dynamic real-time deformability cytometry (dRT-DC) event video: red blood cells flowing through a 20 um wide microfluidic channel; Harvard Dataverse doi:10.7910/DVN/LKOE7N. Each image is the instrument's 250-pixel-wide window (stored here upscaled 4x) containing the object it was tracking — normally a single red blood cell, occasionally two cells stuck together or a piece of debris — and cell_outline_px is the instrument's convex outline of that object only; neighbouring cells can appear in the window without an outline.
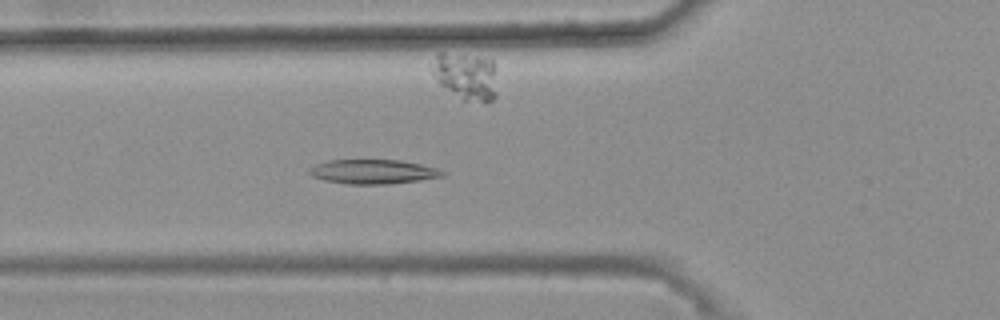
{"species": "common noctule bat (a hibernating species)", "species_latin": "Nyctalus noctula", "temperature_condition": "warm", "stored_images_in_passage": 46, "camera_frame_rate_fps": 3000, "um_per_image_px": 0.085, "animal": {"sex": "female", "body_mass_g": 25.1}, "frame": {"image": 1, "passage_image": 19, "time_ms": 6.0, "image_size_px": [1000, 320], "cell_outline_px": [[444, 176], [420, 180], [388, 184], [348, 184], [324, 180], [312, 176], [308, 172], [308, 168], [316, 164], [328, 160], [400, 160], [420, 164], [436, 168], [444, 172]], "centroid_in_image_um": [31.68, 14.59], "position_along_channel_um": 94.1, "area_um2": 18.84}}
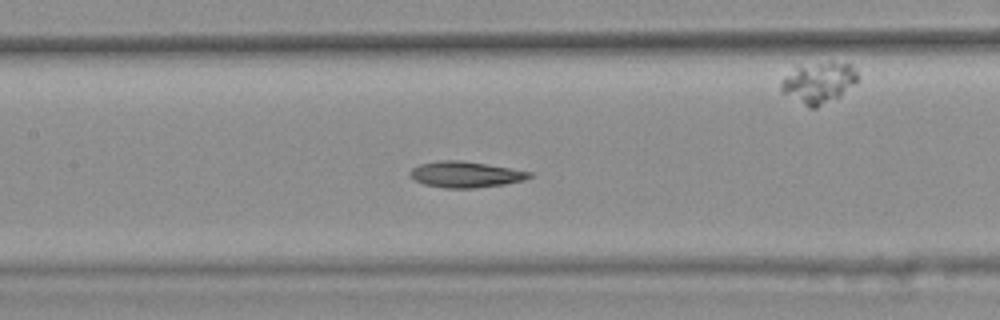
{"frame": {"image": 2, "passage_image": 25, "time_ms": 8.0, "image_size_px": [1000, 320], "cell_outline_px": [[532, 176], [524, 180], [504, 184], [476, 188], [444, 188], [424, 184], [408, 176], [408, 172], [412, 168], [420, 164], [440, 160], [460, 160], [512, 168], [532, 172]], "centroid_in_image_um": [39.55, 14.83], "position_along_channel_um": 167.8, "area_um2": 18.15}}
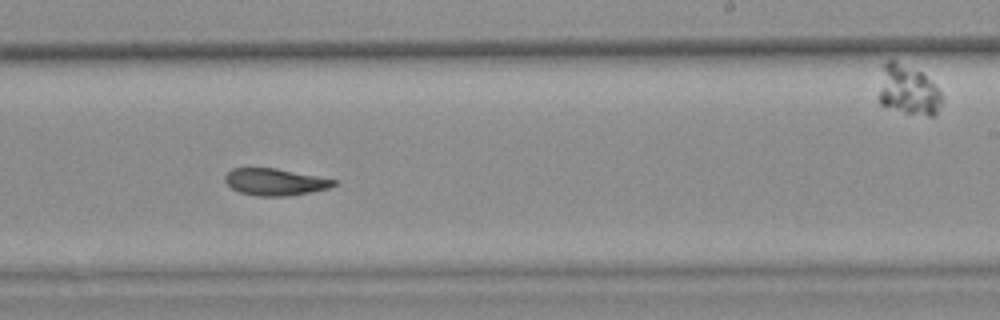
{"frame": {"image": 3, "passage_image": 33, "time_ms": 10.667, "image_size_px": [1000, 320], "cell_outline_px": [[336, 184], [328, 188], [312, 192], [288, 196], [256, 196], [240, 192], [232, 188], [224, 180], [224, 176], [232, 168], [276, 168], [336, 180]], "centroid_in_image_um": [23.36, 15.47], "position_along_channel_um": 265.6, "area_um2": 16.94}, "authors_computed_cell_mechanics": {"area_um2": 18.0336, "velocity_mm_per_s": 3.6785, "shape_relaxation_time_tau1_ms": null, "shape_relaxation_time_tau2_ms": 4.9188, "deformation_change_tau1": null, "deformation_change_tau2": 0.108}}